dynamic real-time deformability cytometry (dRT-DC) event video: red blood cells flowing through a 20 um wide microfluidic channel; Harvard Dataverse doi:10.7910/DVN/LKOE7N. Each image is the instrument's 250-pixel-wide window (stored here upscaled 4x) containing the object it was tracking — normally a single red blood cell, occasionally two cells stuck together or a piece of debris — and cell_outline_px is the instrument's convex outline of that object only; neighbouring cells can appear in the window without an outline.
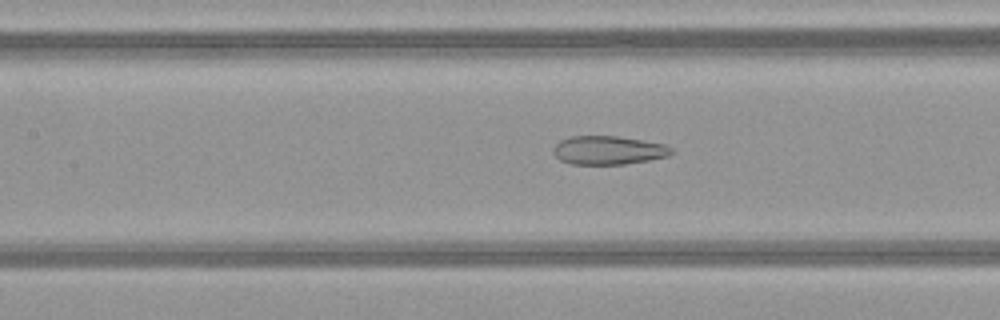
{"species": "common noctule bat (a hibernating species)", "species_latin": "Nyctalus noctula", "temperature_condition": "warm", "stored_images_in_passage": 51, "camera_frame_rate_fps": 3000, "um_per_image_px": 0.085, "animal": {"sex": "female", "body_mass_g": 21.9}, "frame": {"image": 1, "passage_image": 24, "time_ms": 7.667, "image_size_px": [1000, 320], "cell_outline_px": [[676, 152], [668, 156], [648, 160], [624, 164], [572, 164], [560, 160], [552, 152], [552, 148], [560, 140], [572, 136], [616, 136], [664, 144], [672, 148]], "centroid_in_image_um": [51.7, 12.77], "position_along_channel_um": 155.7, "area_um2": 19.65}}
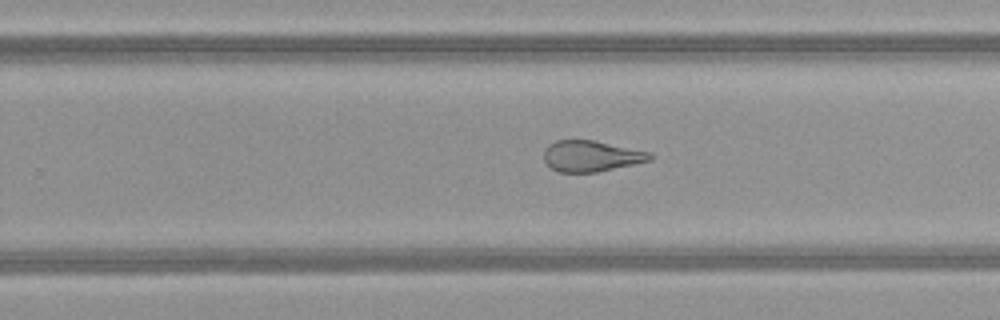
{"frame": {"image": 2, "passage_image": 33, "time_ms": 10.667, "image_size_px": [1000, 320], "cell_outline_px": [[652, 160], [596, 172], [560, 172], [552, 168], [544, 160], [544, 148], [548, 144], [556, 140], [592, 140], [652, 152]], "centroid_in_image_um": [50.25, 13.26], "position_along_channel_um": 279.6, "area_um2": 19.07}}
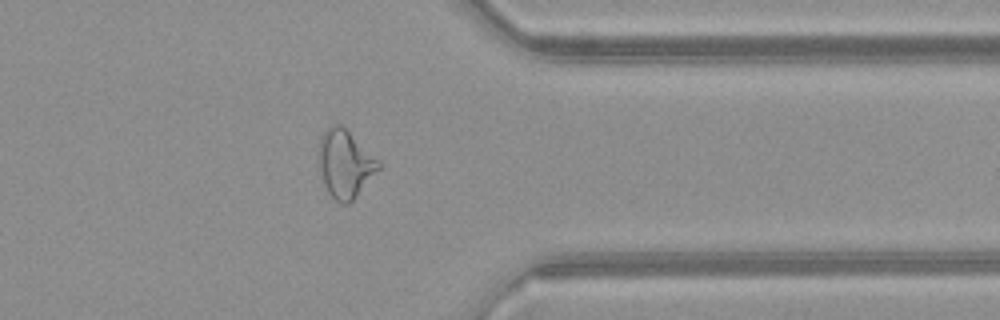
{"frame": {"image": 3, "passage_image": 41, "time_ms": 13.333, "image_size_px": [1000, 320], "cell_outline_px": [[380, 168], [356, 196], [348, 204], [340, 204], [328, 192], [324, 184], [316, 164], [316, 160], [320, 140], [324, 132], [332, 124], [340, 124], [380, 160]], "centroid_in_image_um": [29.29, 13.93], "position_along_channel_um": 382.1, "area_um2": 23.7}, "authors_computed_cell_mechanics": {"area_um2": 25.9522, "velocity_mm_per_s": 4.1552, "shape_relaxation_time_tau1_ms": null, "shape_relaxation_time_tau2_ms": 1.5293, "deformation_change_tau1": null, "deformation_change_tau2": 0.1042}}